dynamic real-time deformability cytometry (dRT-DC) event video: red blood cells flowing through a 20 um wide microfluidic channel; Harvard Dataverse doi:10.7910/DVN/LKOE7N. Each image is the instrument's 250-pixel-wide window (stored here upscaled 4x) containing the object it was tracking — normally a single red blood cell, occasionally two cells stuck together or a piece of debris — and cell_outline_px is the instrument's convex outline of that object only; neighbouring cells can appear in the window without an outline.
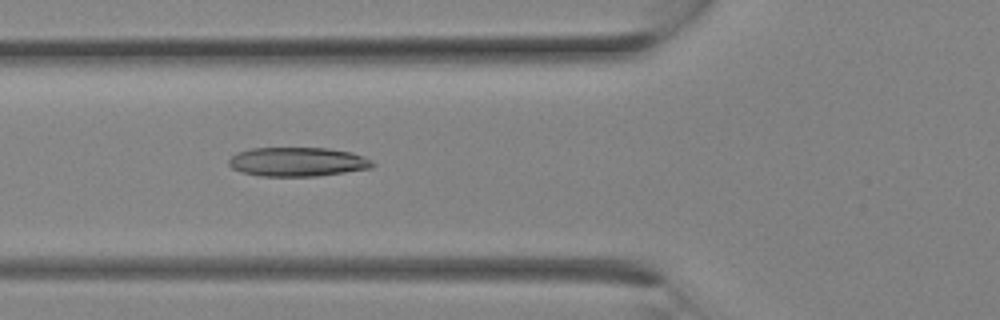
{"species": "Egyptian fruit bat (a non-hibernating species)", "species_latin": "Rousettus aegyptiacus", "temperature_condition": "room temperature", "stored_images_in_passage": 18, "camera_frame_rate_fps": 3000, "um_per_image_px": 0.085, "animal": {"sex": "female"}, "frame": {"image": 1, "passage_image": 10, "time_ms": 3.0, "image_size_px": [1000, 320], "cell_outline_px": [[376, 164], [372, 168], [316, 176], [260, 176], [240, 172], [232, 168], [228, 164], [228, 160], [236, 152], [252, 148], [328, 148], [352, 152], [372, 160]], "centroid_in_image_um": [25.28, 13.75], "position_along_channel_um": 100.5, "area_um2": 24.51}}
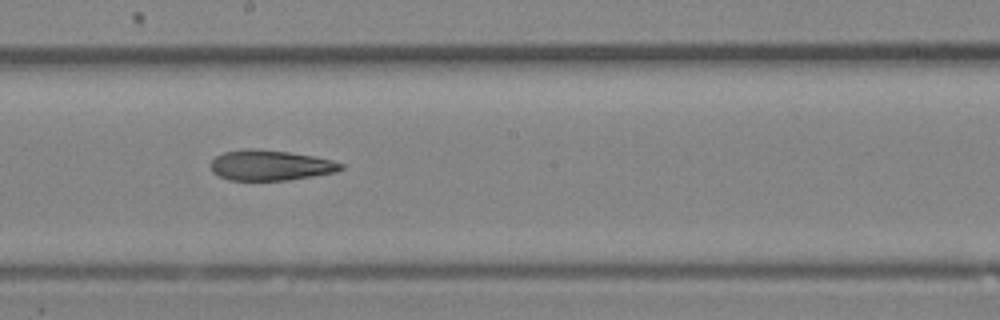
{"frame": {"image": 2, "passage_image": 15, "time_ms": 4.667, "image_size_px": [1000, 320], "cell_outline_px": [[344, 168], [336, 172], [288, 180], [228, 180], [212, 172], [212, 160], [216, 156], [224, 152], [244, 148], [252, 148], [288, 152], [316, 156], [332, 160], [344, 164]], "centroid_in_image_um": [23.0, 14.04], "position_along_channel_um": 225.2, "area_um2": 23.06}}
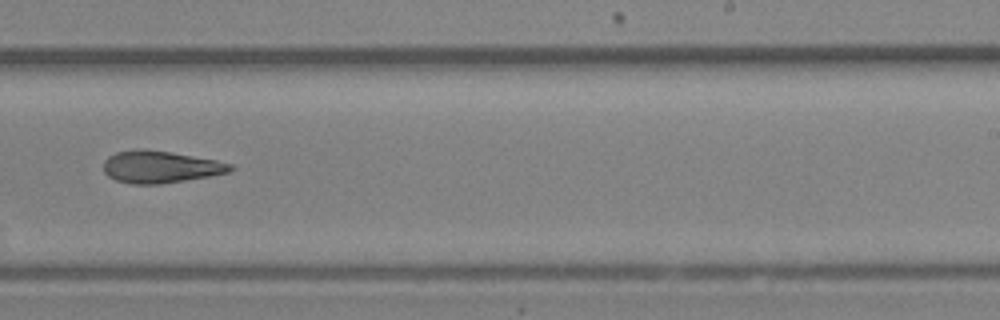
{"frame": {"image": 3, "passage_image": 17, "time_ms": 5.333, "image_size_px": [1000, 320], "cell_outline_px": [[236, 168], [228, 172], [208, 176], [160, 184], [132, 184], [116, 180], [108, 176], [104, 172], [104, 160], [108, 156], [116, 152], [136, 148], [144, 148], [172, 152], [216, 160], [232, 164]], "centroid_in_image_um": [13.6, 14.17], "position_along_channel_um": 275.4, "area_um2": 23.81}}